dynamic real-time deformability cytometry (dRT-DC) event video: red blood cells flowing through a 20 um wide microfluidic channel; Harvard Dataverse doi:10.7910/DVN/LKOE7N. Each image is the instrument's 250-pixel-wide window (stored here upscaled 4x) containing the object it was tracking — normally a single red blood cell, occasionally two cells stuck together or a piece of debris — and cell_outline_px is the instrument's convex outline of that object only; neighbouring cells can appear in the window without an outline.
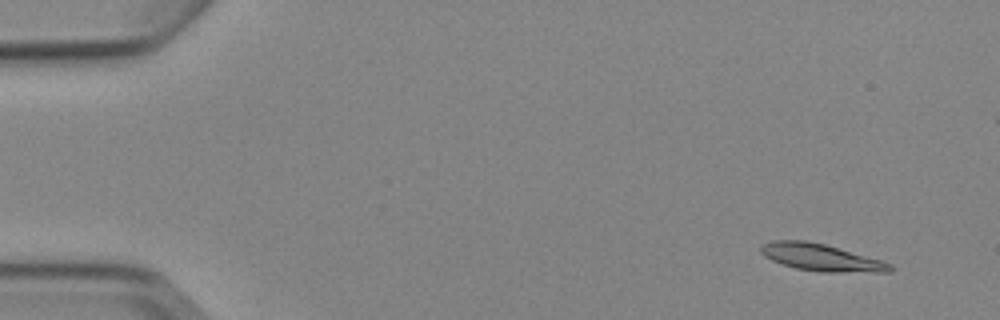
{"species": "Egyptian fruit bat (a non-hibernating species)", "species_latin": "Rousettus aegyptiacus", "temperature_condition": "cold", "stored_images_in_passage": 6, "camera_frame_rate_fps": 3000, "um_per_image_px": 0.085, "animal": {"sex": "female"}, "frame": {"image": 1, "passage_image": 2, "time_ms": 1.0, "image_size_px": [1000, 320], "cell_outline_px": [[892, 272], [820, 272], [796, 268], [772, 260], [764, 256], [760, 252], [760, 244], [772, 240], [808, 240], [824, 244], [880, 260], [892, 264]], "centroid_in_image_um": [69.75, 21.88], "position_along_channel_um": 15.2, "area_um2": 20.29}}